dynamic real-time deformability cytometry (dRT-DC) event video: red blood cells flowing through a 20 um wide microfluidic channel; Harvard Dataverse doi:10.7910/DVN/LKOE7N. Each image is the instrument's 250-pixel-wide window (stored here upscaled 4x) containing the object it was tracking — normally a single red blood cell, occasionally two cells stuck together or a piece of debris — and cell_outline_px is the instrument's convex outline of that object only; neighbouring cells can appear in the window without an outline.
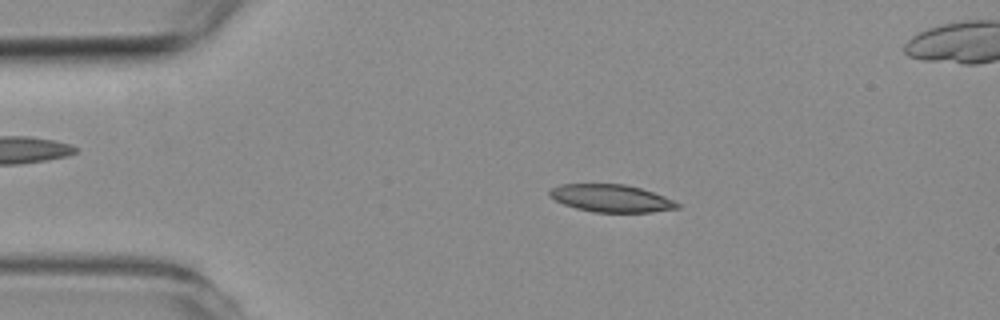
{"species": "common noctule bat (a hibernating species)", "species_latin": "Nyctalus noctula", "temperature_condition": "room temperature", "stored_images_in_passage": 5, "camera_frame_rate_fps": 3000, "um_per_image_px": 0.085, "animal": {"sex": "female", "body_mass_g": 19.3, "forearm_length_mm": 54.1}, "frame": {"image": 1, "passage_image": 3, "time_ms": 2.333, "image_size_px": [1000, 320], "cell_outline_px": [[680, 208], [652, 212], [592, 212], [576, 208], [564, 204], [548, 196], [548, 192], [552, 188], [560, 184], [624, 184], [640, 188], [664, 196], [680, 204]], "centroid_in_image_um": [51.93, 16.85], "position_along_channel_um": 33.1, "area_um2": 20.4}}